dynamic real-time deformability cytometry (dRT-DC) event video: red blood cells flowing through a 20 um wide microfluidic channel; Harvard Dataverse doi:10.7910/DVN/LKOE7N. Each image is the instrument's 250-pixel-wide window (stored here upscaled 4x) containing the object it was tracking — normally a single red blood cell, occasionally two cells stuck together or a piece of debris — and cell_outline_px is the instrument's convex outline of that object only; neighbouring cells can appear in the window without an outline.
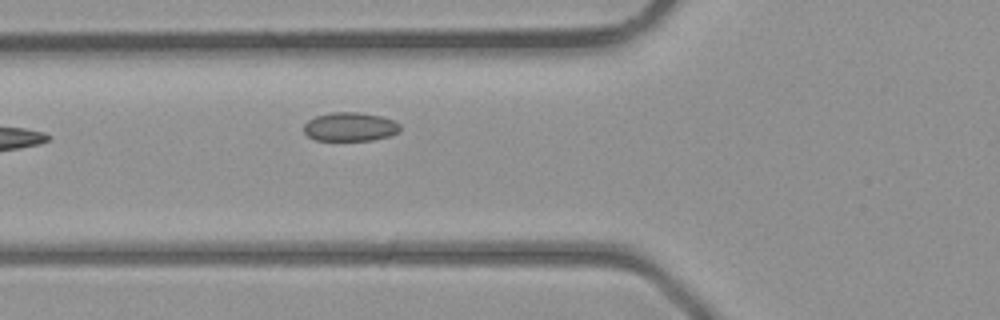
{"species": "common noctule bat (a hibernating species)", "species_latin": "Nyctalus noctula", "temperature_condition": "room temperature", "stored_images_in_passage": 2, "camera_frame_rate_fps": 3000, "um_per_image_px": 0.085, "animal": {"sex": "male", "body_mass_g": 23.1, "forearm_length_mm": 52.7}, "frame": {"image": 1, "passage_image": 2, "time_ms": 1.0, "image_size_px": [1000, 320], "cell_outline_px": [[400, 128], [396, 132], [388, 136], [372, 140], [316, 140], [308, 136], [304, 132], [304, 124], [308, 120], [316, 116], [332, 112], [360, 112], [380, 116], [392, 120], [400, 124]], "centroid_in_image_um": [29.72, 10.77], "position_along_channel_um": 96.1, "area_um2": 16.01}}